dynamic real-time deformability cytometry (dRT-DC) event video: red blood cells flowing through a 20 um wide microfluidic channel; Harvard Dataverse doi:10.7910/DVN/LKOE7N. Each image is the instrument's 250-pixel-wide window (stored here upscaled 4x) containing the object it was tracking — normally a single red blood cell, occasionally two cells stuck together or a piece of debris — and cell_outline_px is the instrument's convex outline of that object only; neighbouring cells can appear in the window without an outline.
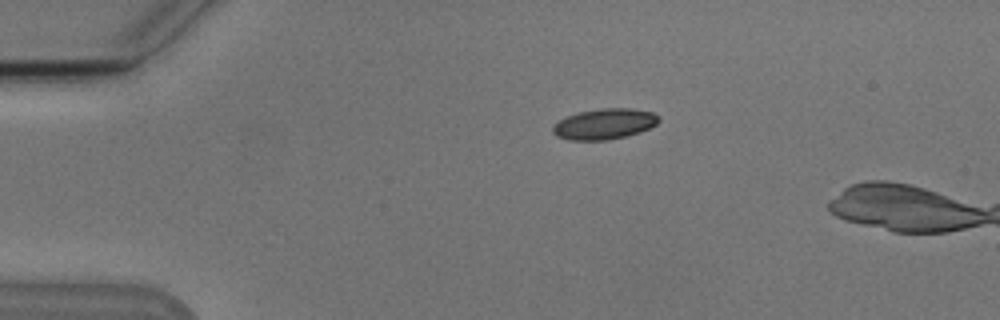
{"species": "Egyptian fruit bat (a non-hibernating species)", "species_latin": "Rousettus aegyptiacus", "temperature_condition": "cold", "stored_images_in_passage": 7, "camera_frame_rate_fps": 3000, "um_per_image_px": 0.085, "animal": {"sex": "male"}, "frame": {"image": 1, "passage_image": 2, "time_ms": 0.333, "image_size_px": [1000, 320], "cell_outline_px": [[660, 120], [656, 124], [640, 132], [624, 136], [604, 140], [568, 140], [556, 136], [552, 132], [552, 128], [560, 120], [568, 116], [580, 112], [604, 108], [632, 108], [652, 112], [660, 116]], "centroid_in_image_um": [51.39, 10.54], "position_along_channel_um": 33.6, "area_um2": 18.73}}